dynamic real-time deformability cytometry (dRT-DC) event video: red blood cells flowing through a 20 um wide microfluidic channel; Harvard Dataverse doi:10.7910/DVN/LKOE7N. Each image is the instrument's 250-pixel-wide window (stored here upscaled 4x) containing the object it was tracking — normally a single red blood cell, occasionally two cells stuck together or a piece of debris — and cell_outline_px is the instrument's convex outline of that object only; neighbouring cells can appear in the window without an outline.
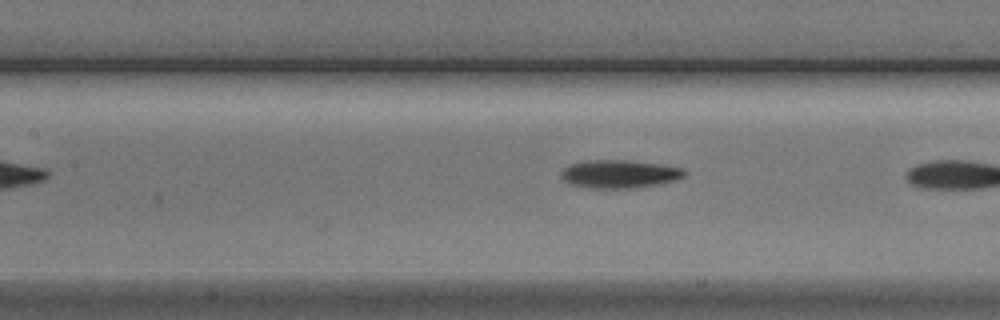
{"species": "Egyptian fruit bat (a non-hibernating species)", "species_latin": "Rousettus aegyptiacus", "temperature_condition": "cold", "stored_images_in_passage": 8, "camera_frame_rate_fps": 3000, "um_per_image_px": 0.085, "animal": {"sex": "male"}, "frame": {"image": 1, "passage_image": 5, "time_ms": 4.667, "image_size_px": [1000, 320], "cell_outline_px": [[688, 172], [684, 176], [676, 180], [660, 184], [632, 188], [588, 188], [568, 184], [560, 176], [560, 172], [564, 168], [572, 164], [588, 160], [624, 160], [656, 164], [680, 168]], "centroid_in_image_um": [52.61, 14.8], "position_along_channel_um": 154.8, "area_um2": 20.11}}
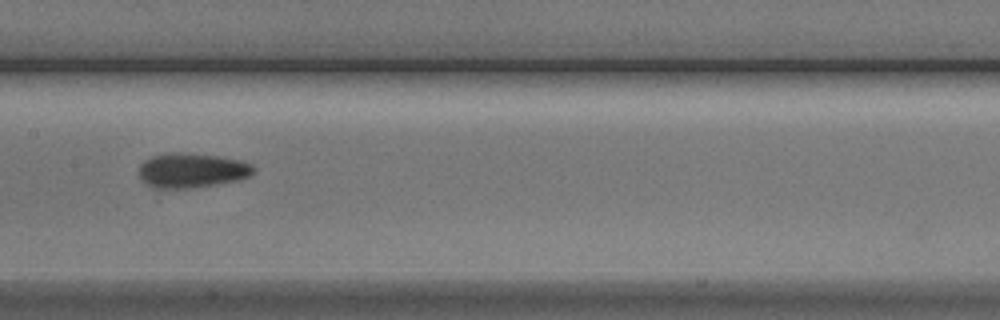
{"frame": {"image": 2, "passage_image": 7, "time_ms": 8.0, "image_size_px": [1000, 320], "cell_outline_px": [[256, 172], [240, 180], [192, 188], [152, 188], [144, 184], [140, 176], [140, 164], [144, 160], [152, 156], [176, 152], [180, 152], [216, 156], [240, 160], [252, 164], [256, 168]], "centroid_in_image_um": [16.31, 14.49], "position_along_channel_um": 191.1, "area_um2": 23.24}}
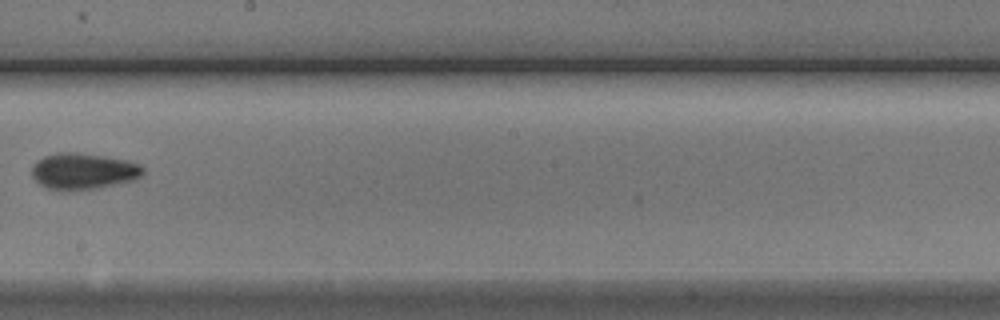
{"frame": {"image": 3, "passage_image": 8, "time_ms": 9.333, "image_size_px": [1000, 320], "cell_outline_px": [[144, 176], [136, 180], [100, 188], [64, 192], [48, 188], [40, 184], [32, 176], [32, 164], [36, 160], [44, 156], [56, 152], [76, 152], [108, 156], [128, 160], [140, 164], [144, 168]], "centroid_in_image_um": [7.11, 14.56], "position_along_channel_um": 241.1, "area_um2": 24.28}}